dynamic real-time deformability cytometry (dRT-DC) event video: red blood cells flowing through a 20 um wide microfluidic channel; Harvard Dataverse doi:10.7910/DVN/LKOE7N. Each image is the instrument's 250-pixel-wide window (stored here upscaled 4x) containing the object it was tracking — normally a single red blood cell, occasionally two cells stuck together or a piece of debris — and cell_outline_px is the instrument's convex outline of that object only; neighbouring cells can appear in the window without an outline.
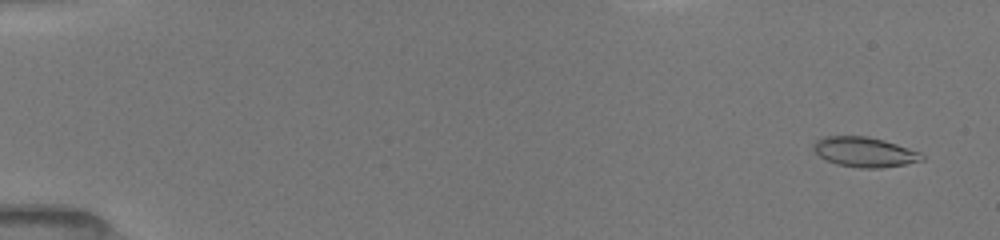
{"species": "common noctule bat (a hibernating species)", "species_latin": "Nyctalus noctula", "temperature_condition": "room temperature", "stored_images_in_passage": 27, "camera_frame_rate_fps": 3000, "um_per_image_px": 0.085, "animal": {"sex": "female", "body_mass_g": 19.5, "forearm_length_mm": 54.1}, "frame": {"image": 1, "passage_image": 3, "time_ms": 0.667, "image_size_px": [1000, 240], "cell_outline_px": [[924, 160], [904, 164], [880, 168], [860, 168], [836, 164], [824, 160], [812, 148], [812, 144], [816, 140], [824, 136], [868, 136], [884, 140], [920, 152], [924, 156]], "centroid_in_image_um": [73.45, 12.92], "position_along_channel_um": 11.6, "area_um2": 18.96}}
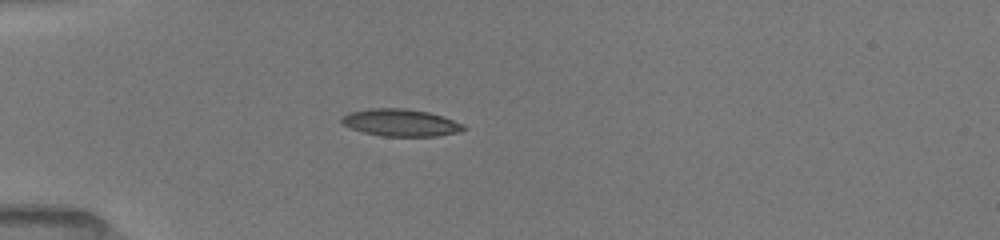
{"frame": {"image": 2, "passage_image": 23, "time_ms": 5.0, "image_size_px": [1000, 240], "cell_outline_px": [[468, 128], [456, 132], [436, 136], [384, 136], [364, 132], [352, 128], [344, 124], [340, 120], [340, 116], [348, 112], [368, 108], [404, 108], [428, 112], [444, 116], [464, 124]], "centroid_in_image_um": [34.05, 10.41], "position_along_channel_um": 51.0, "area_um2": 19.36}}